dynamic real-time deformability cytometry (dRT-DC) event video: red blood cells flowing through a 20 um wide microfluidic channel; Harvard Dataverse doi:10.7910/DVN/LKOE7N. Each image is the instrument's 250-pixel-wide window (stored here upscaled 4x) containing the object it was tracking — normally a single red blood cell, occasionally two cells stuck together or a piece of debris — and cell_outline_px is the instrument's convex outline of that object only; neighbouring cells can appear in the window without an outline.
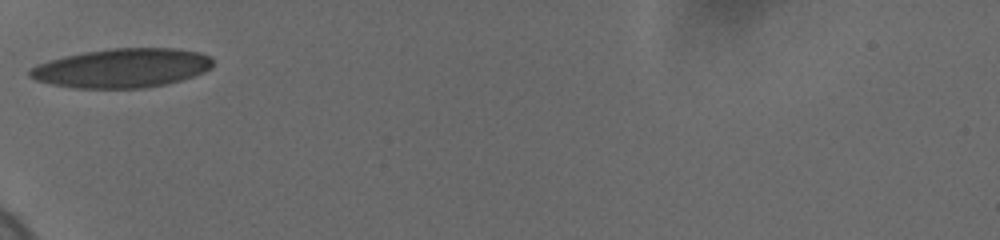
{"species": "human", "species_latin": "Homo sapiens", "temperature_condition": "cold", "stored_images_in_passage": 25, "camera_frame_rate_fps": 3000, "um_per_image_px": 0.085, "donor": {"sex": "female"}, "frame": {"image": 1, "passage_image": 1, "time_ms": 0.0, "image_size_px": [1000, 240], "cell_outline_px": [[212, 68], [204, 72], [180, 80], [164, 84], [144, 88], [76, 88], [52, 84], [36, 80], [28, 76], [28, 68], [36, 64], [64, 56], [84, 52], [112, 48], [176, 48], [200, 52], [208, 56], [212, 60]], "centroid_in_image_um": [10.34, 5.78], "position_along_channel_um": 74.7, "area_um2": 41.73}}
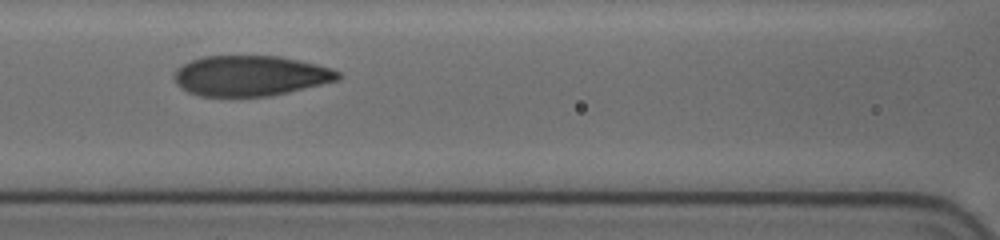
{"frame": {"image": 2, "passage_image": 7, "time_ms": 2.0, "image_size_px": [1000, 240], "cell_outline_px": [[340, 76], [336, 80], [272, 96], [200, 96], [188, 92], [176, 84], [176, 68], [192, 60], [204, 56], [280, 56], [316, 64], [332, 68], [340, 72]], "centroid_in_image_um": [21.28, 6.44], "position_along_channel_um": 145.3, "area_um2": 38.21}}
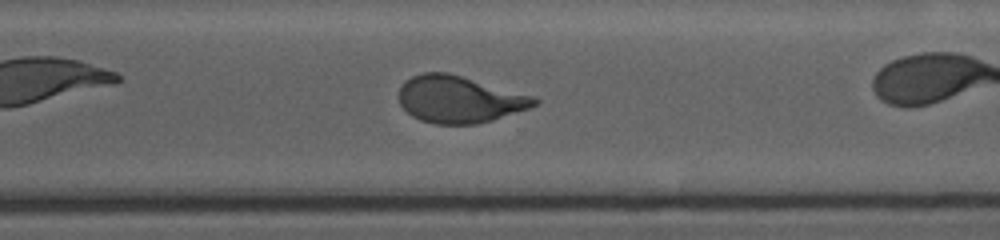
{"frame": {"image": 3, "passage_image": 19, "time_ms": 6.0, "image_size_px": [1000, 240], "cell_outline_px": [[540, 100], [536, 104], [528, 108], [492, 120], [476, 124], [436, 124], [420, 120], [412, 116], [400, 104], [400, 88], [404, 80], [412, 76], [424, 72], [448, 72], [536, 96]], "centroid_in_image_um": [39.05, 8.43], "position_along_channel_um": 331.6, "area_um2": 37.05}}